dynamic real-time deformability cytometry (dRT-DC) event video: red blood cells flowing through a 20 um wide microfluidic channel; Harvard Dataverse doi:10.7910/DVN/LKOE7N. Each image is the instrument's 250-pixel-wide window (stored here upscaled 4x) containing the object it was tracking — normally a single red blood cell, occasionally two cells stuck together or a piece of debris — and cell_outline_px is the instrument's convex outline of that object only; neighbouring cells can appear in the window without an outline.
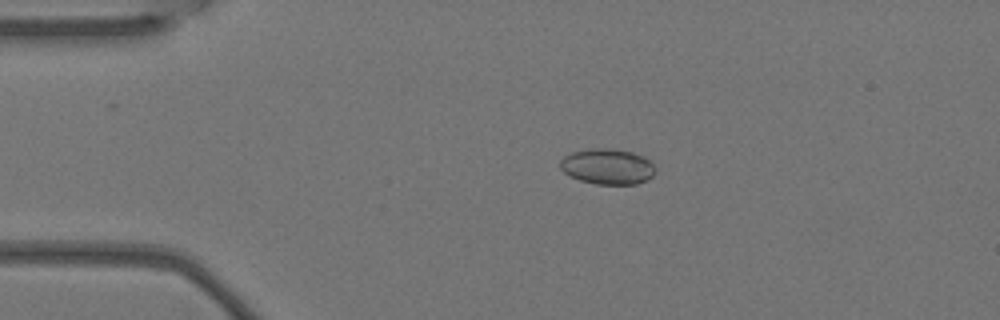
{"species": "Egyptian fruit bat (a non-hibernating species)", "species_latin": "Rousettus aegyptiacus", "temperature_condition": "warm", "stored_images_in_passage": 5, "camera_frame_rate_fps": 3000, "um_per_image_px": 0.085, "animal": {"sex": "female"}, "frame": {"image": 1, "passage_image": 4, "time_ms": 1.0, "image_size_px": [1000, 320], "cell_outline_px": [[656, 172], [648, 180], [636, 184], [596, 184], [580, 180], [564, 172], [560, 168], [560, 160], [564, 156], [572, 152], [592, 148], [608, 148], [632, 152], [644, 156], [652, 160], [656, 168]], "centroid_in_image_um": [51.69, 14.15], "position_along_channel_um": 33.3, "area_um2": 19.94}}